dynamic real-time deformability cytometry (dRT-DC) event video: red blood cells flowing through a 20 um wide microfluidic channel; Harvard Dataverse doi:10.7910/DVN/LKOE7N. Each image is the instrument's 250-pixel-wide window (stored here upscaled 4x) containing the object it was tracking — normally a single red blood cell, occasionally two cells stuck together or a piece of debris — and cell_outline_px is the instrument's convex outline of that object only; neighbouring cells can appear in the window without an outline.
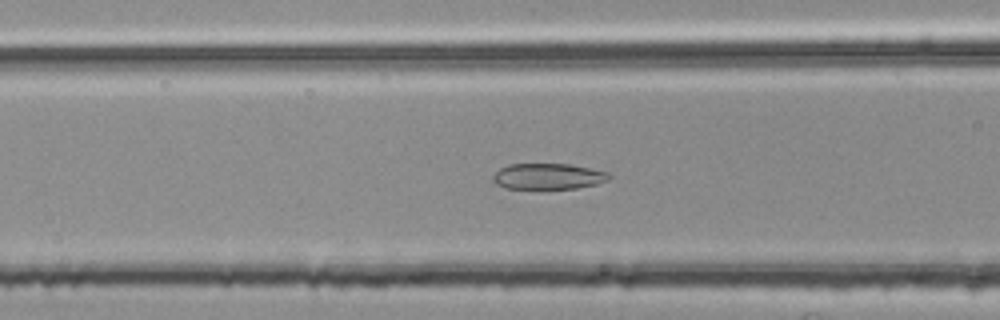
{"species": "common noctule bat (a hibernating species)", "species_latin": "Nyctalus noctula", "temperature_condition": "room temperature", "stored_images_in_passage": 53, "segment_of_instrument_passage": [2, 2], "camera_frame_rate_fps": 3000, "um_per_image_px": 0.085, "animal": {"sex": "female", "body_mass_g": 25.1}, "frame": {"image": 1, "passage_image": 21, "time_ms": 6.667, "image_size_px": [1000, 320], "cell_outline_px": [[612, 176], [608, 180], [596, 184], [576, 188], [504, 188], [496, 184], [492, 180], [492, 176], [500, 168], [508, 164], [568, 164], [608, 172]], "centroid_in_image_um": [46.57, 14.98], "position_along_channel_um": 120.0, "area_um2": 17.4}}
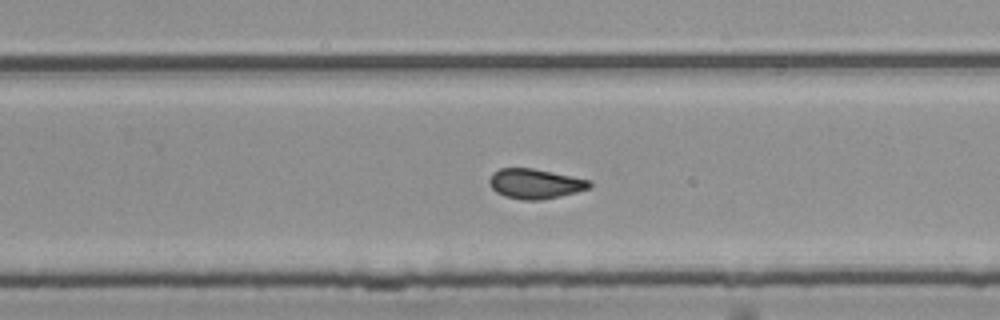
{"frame": {"image": 2, "passage_image": 34, "time_ms": 11.0, "image_size_px": [1000, 320], "cell_outline_px": [[592, 184], [588, 188], [576, 192], [540, 200], [524, 200], [504, 196], [496, 192], [488, 184], [488, 180], [492, 172], [500, 168], [532, 168], [592, 180]], "centroid_in_image_um": [45.45, 15.61], "position_along_channel_um": 284.3, "area_um2": 17.46}}
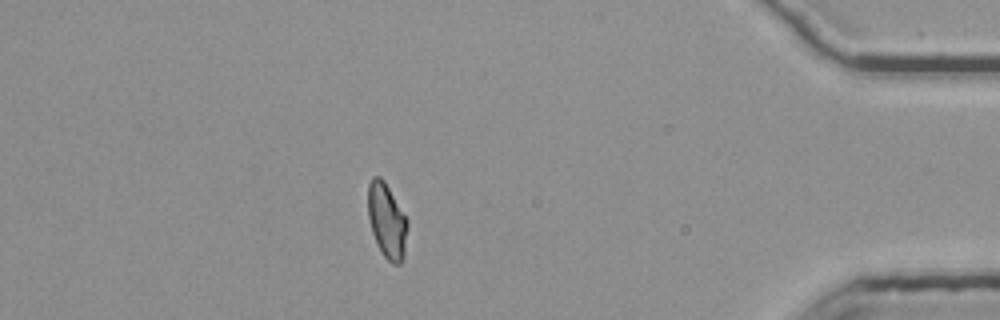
{"frame": {"image": 3, "passage_image": 47, "time_ms": 15.333, "image_size_px": [1000, 320], "cell_outline_px": [[408, 228], [404, 256], [400, 264], [392, 264], [380, 252], [372, 232], [368, 216], [368, 184], [372, 176], [380, 176], [384, 180], [408, 220]], "centroid_in_image_um": [32.89, 18.77], "position_along_channel_um": 402.3, "area_um2": 17.4}}